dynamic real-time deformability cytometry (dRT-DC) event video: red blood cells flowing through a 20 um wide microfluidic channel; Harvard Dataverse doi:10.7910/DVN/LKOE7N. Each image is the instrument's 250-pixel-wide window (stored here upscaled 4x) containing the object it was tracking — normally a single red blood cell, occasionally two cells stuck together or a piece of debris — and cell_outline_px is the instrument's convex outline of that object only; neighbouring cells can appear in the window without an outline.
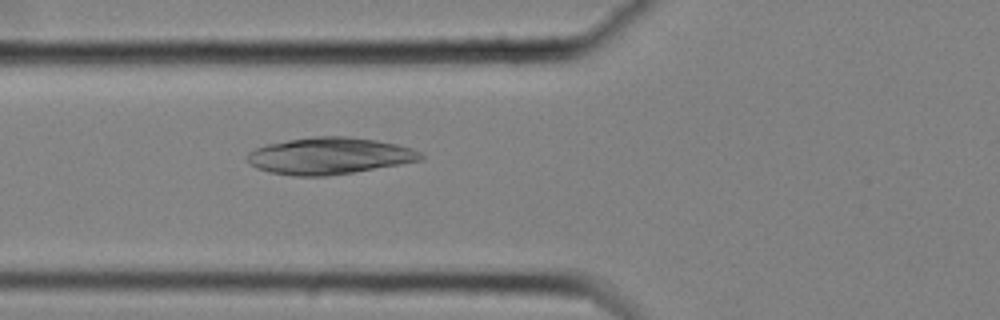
{"species": "common noctule bat (a hibernating species)", "species_latin": "Nyctalus noctula", "temperature_condition": "cold", "stored_images_in_passage": 28, "camera_frame_rate_fps": 3000, "um_per_image_px": 0.085, "animal": {"sex": "female", "body_mass_g": 25.1}, "frame": {"image": 1, "passage_image": 5, "time_ms": 1.333, "image_size_px": [1000, 320], "cell_outline_px": [[424, 160], [328, 176], [292, 176], [268, 172], [256, 168], [248, 160], [248, 152], [256, 148], [268, 144], [288, 140], [316, 136], [348, 136], [376, 140], [396, 144], [412, 148], [420, 152], [424, 156]], "centroid_in_image_um": [28.01, 13.25], "position_along_channel_um": 97.8, "area_um2": 37.05}}
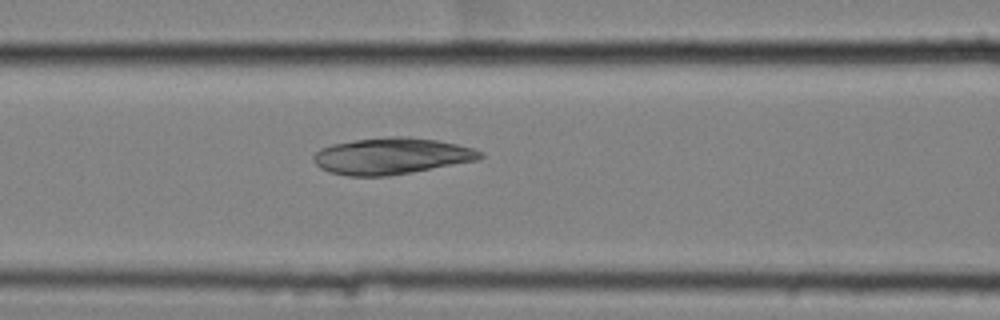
{"frame": {"image": 2, "passage_image": 8, "time_ms": 2.333, "image_size_px": [1000, 320], "cell_outline_px": [[484, 156], [476, 160], [388, 176], [348, 176], [328, 172], [320, 168], [312, 160], [312, 156], [320, 148], [332, 144], [356, 140], [392, 136], [408, 136], [436, 140], [456, 144], [472, 148], [484, 152]], "centroid_in_image_um": [33.23, 13.26], "position_along_channel_um": 133.4, "area_um2": 35.26}}